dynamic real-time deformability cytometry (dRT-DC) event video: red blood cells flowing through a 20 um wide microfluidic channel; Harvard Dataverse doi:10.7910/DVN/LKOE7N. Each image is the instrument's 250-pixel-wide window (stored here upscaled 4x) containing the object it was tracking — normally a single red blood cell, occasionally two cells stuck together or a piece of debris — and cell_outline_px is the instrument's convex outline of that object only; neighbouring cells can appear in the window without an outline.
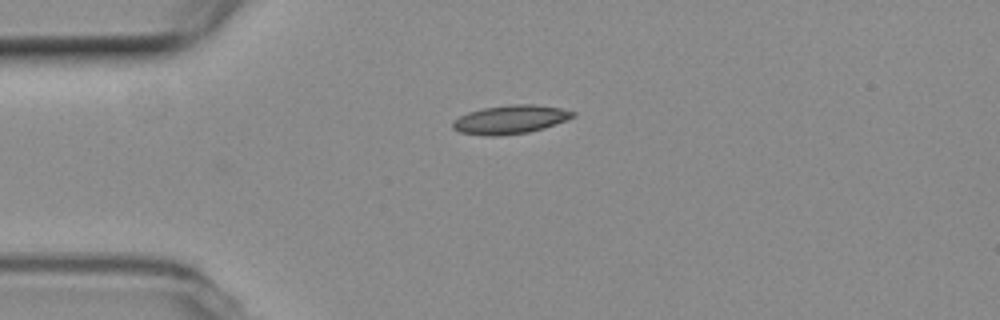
{"species": "common noctule bat (a hibernating species)", "species_latin": "Nyctalus noctula", "temperature_condition": "room temperature", "stored_images_in_passage": 2, "camera_frame_rate_fps": 3000, "um_per_image_px": 0.085, "animal": {"sex": "female", "body_mass_g": 19.3, "forearm_length_mm": 54.1}, "frame": {"image": 1, "passage_image": 2, "time_ms": 0.333, "image_size_px": [1000, 320], "cell_outline_px": [[576, 116], [568, 120], [544, 128], [528, 132], [500, 136], [484, 136], [460, 132], [452, 128], [452, 120], [468, 112], [480, 108], [508, 104], [532, 104], [560, 108], [576, 112]], "centroid_in_image_um": [43.36, 10.15], "position_along_channel_um": 41.6, "area_um2": 20.35}}